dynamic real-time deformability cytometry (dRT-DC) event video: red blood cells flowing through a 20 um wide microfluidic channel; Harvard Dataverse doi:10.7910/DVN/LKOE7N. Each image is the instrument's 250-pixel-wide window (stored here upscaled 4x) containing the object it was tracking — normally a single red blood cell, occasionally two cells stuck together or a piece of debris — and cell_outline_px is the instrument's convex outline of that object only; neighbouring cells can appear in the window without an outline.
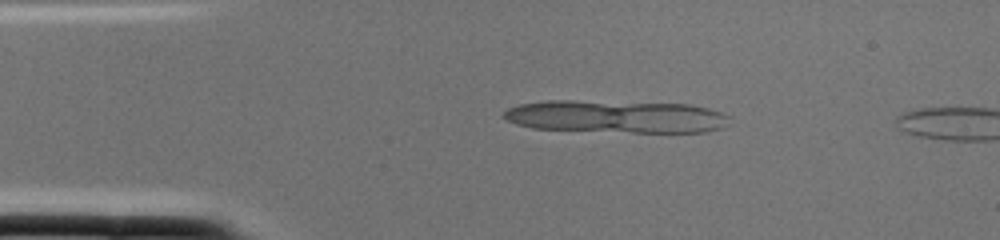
{"species": "common noctule bat (a hibernating species)", "species_latin": "Nyctalus noctula", "temperature_condition": "cold", "stored_images_in_passage": 5, "camera_frame_rate_fps": 3000, "um_per_image_px": 0.085, "animal": {"sex": "female", "body_mass_g": 22.0, "forearm_length_mm": 56.7}, "frame": {"image": 1, "passage_image": 2, "time_ms": 0.333, "image_size_px": [1000, 240], "cell_outline_px": [[732, 124], [720, 128], [704, 132], [632, 132], [532, 128], [516, 124], [500, 116], [508, 108], [520, 104], [548, 100], [572, 100], [692, 104], [708, 108], [732, 116]], "centroid_in_image_um": [52.43, 9.9], "position_along_channel_um": 32.6, "area_um2": 43.23}}